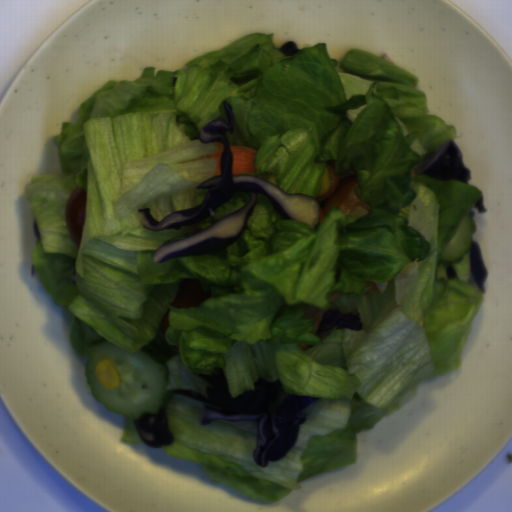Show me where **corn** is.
Segmentation results:
<instances>
[{"instance_id":"obj_1","label":"corn","mask_w":512,"mask_h":512,"mask_svg":"<svg viewBox=\"0 0 512 512\" xmlns=\"http://www.w3.org/2000/svg\"><path fill=\"white\" fill-rule=\"evenodd\" d=\"M95 375L98 383L108 390L119 388L120 381L116 368L108 359H102L96 365Z\"/></svg>"}]
</instances>
